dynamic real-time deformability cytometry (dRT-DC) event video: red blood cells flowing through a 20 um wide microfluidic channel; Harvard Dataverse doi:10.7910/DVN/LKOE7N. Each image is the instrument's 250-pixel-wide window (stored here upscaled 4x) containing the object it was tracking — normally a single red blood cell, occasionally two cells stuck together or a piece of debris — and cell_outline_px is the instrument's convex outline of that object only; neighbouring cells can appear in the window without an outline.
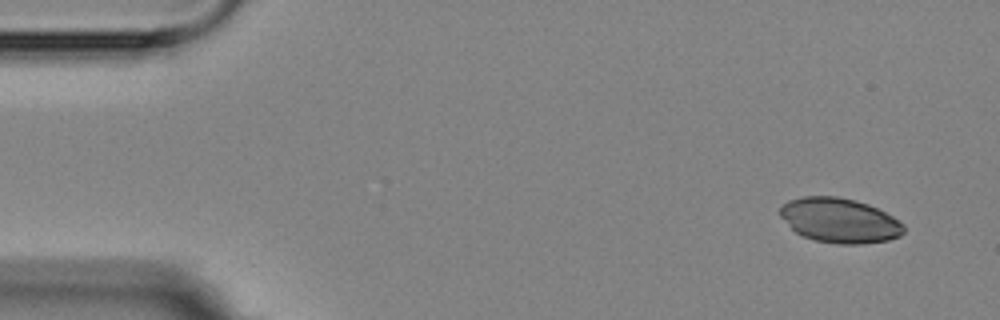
{"species": "Egyptian fruit bat (a non-hibernating species)", "species_latin": "Rousettus aegyptiacus", "temperature_condition": "room temperature", "stored_images_in_passage": 2, "camera_frame_rate_fps": 3000, "um_per_image_px": 0.085, "animal": {"sex": "female"}, "frame": {"image": 1, "passage_image": 2, "time_ms": 21.667, "image_size_px": [1000, 320], "cell_outline_px": [[904, 232], [900, 236], [888, 240], [860, 244], [840, 244], [816, 240], [804, 236], [796, 232], [780, 216], [780, 204], [788, 200], [800, 196], [836, 196], [856, 200], [868, 204], [892, 216], [904, 224]], "centroid_in_image_um": [71.35, 18.72], "position_along_channel_um": 13.6, "area_um2": 32.19}}